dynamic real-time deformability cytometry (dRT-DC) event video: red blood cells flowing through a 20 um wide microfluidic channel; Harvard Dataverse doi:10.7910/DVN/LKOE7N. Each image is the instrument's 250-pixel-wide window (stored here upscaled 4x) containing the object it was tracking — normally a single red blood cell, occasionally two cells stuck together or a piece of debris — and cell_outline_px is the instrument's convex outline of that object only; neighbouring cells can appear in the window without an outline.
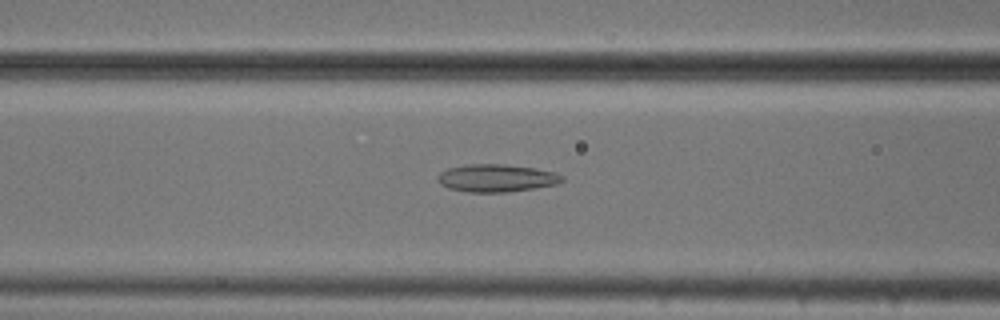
{"species": "common noctule bat (a hibernating species)", "species_latin": "Nyctalus noctula", "temperature_condition": "cold", "stored_images_in_passage": 53, "camera_frame_rate_fps": 3000, "um_per_image_px": 0.085, "animal": {"sex": "male", "body_mass_g": 20.5, "forearm_length_mm": 52.5}, "frame": {"image": 1, "passage_image": 21, "time_ms": 6.667, "image_size_px": [1000, 320], "cell_outline_px": [[564, 180], [556, 184], [536, 188], [508, 192], [468, 192], [448, 188], [440, 184], [436, 180], [436, 176], [440, 172], [448, 168], [468, 164], [504, 164], [536, 168], [556, 172], [564, 176]], "centroid_in_image_um": [42.2, 15.13], "position_along_channel_um": 124.4, "area_um2": 20.29}}
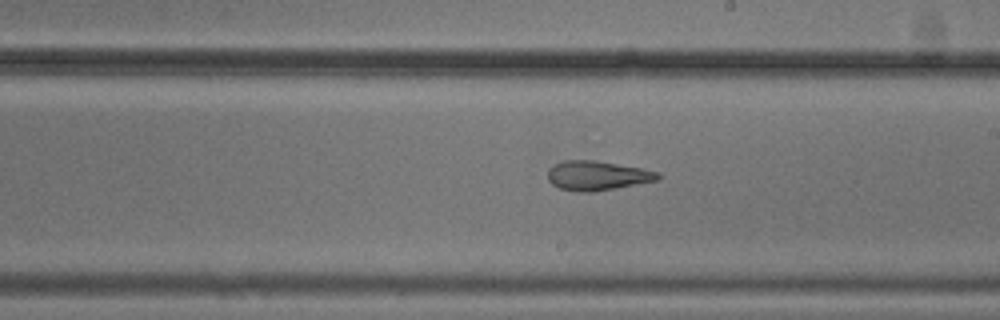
{"frame": {"image": 2, "passage_image": 30, "time_ms": 9.667, "image_size_px": [1000, 320], "cell_outline_px": [[660, 180], [596, 192], [576, 192], [560, 188], [552, 184], [548, 180], [548, 168], [552, 164], [564, 160], [596, 160], [640, 168], [660, 172]], "centroid_in_image_um": [50.76, 14.93], "position_along_channel_um": 238.2, "area_um2": 19.19}}
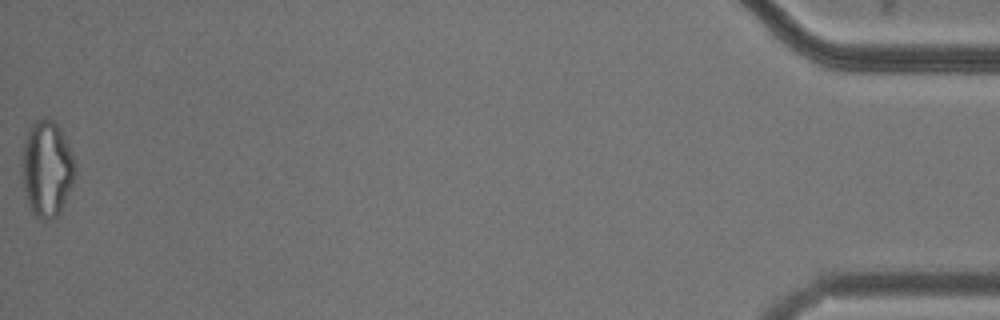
{"frame": {"image": 3, "passage_image": 53, "time_ms": 17.333, "image_size_px": [1000, 320], "cell_outline_px": [[76, 172], [72, 184], [60, 212], [56, 216], [48, 220], [44, 220], [32, 216], [24, 192], [24, 144], [28, 132], [32, 124], [36, 120], [44, 116], [48, 116], [60, 128], [76, 160]], "centroid_in_image_um": [4.02, 14.35], "position_along_channel_um": 431.2, "area_um2": 29.54}, "authors_computed_cell_mechanics": {"area_um2": 24.1604, "velocity_mm_per_s": 3.7885, "shape_relaxation_time_tau1_ms": null, "shape_relaxation_time_tau2_ms": 4.0983, "deformation_change_tau1": null, "deformation_change_tau2": 0.144}}